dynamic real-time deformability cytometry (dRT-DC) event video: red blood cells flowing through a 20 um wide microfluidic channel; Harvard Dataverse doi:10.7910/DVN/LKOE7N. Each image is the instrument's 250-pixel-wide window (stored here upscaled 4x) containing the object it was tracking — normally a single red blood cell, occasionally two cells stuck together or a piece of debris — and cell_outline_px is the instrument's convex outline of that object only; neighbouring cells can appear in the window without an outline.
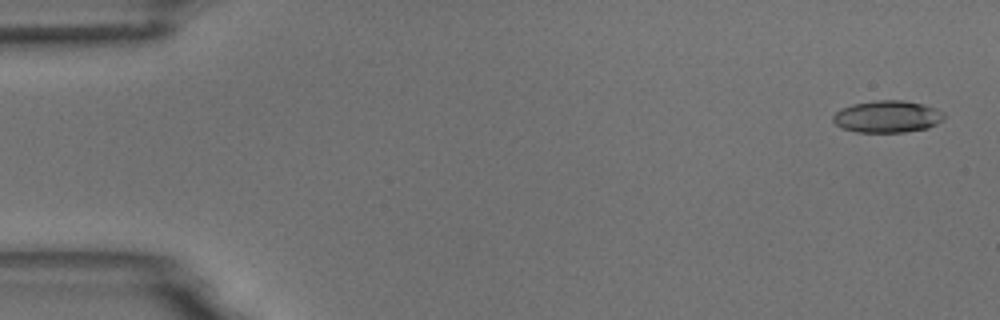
{"species": "common noctule bat (a hibernating species)", "species_latin": "Nyctalus noctula", "temperature_condition": "room temperature", "stored_images_in_passage": 5, "camera_frame_rate_fps": 3000, "um_per_image_px": 0.085, "animal": {"sex": "male", "body_mass_g": 18.8}, "frame": {"image": 1, "passage_image": 1, "time_ms": 0.0, "image_size_px": [1000, 320], "cell_outline_px": [[944, 116], [936, 124], [928, 128], [904, 132], [856, 132], [844, 128], [836, 124], [832, 120], [832, 116], [840, 108], [852, 104], [876, 100], [904, 100], [924, 104], [944, 112]], "centroid_in_image_um": [75.4, 9.9], "position_along_channel_um": 9.6, "area_um2": 20.69}}
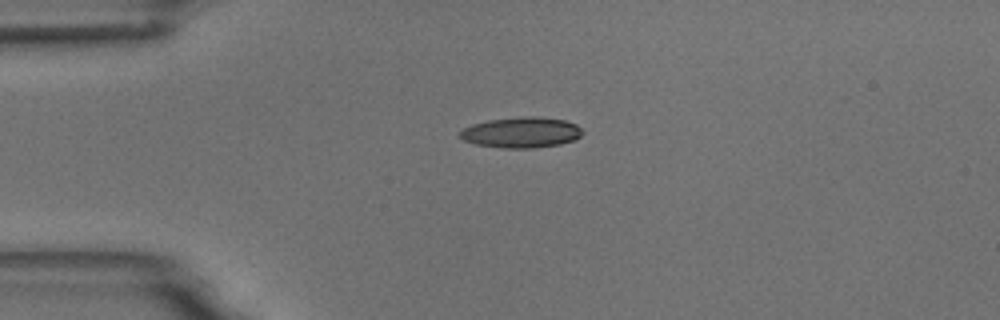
{"frame": {"image": 2, "passage_image": 4, "time_ms": 3.667, "image_size_px": [1000, 320], "cell_outline_px": [[584, 132], [576, 140], [560, 144], [532, 148], [504, 148], [476, 144], [464, 140], [460, 136], [460, 132], [464, 128], [472, 124], [488, 120], [524, 116], [536, 116], [564, 120], [576, 124]], "centroid_in_image_um": [44.34, 11.25], "position_along_channel_um": 40.7, "area_um2": 21.85}}